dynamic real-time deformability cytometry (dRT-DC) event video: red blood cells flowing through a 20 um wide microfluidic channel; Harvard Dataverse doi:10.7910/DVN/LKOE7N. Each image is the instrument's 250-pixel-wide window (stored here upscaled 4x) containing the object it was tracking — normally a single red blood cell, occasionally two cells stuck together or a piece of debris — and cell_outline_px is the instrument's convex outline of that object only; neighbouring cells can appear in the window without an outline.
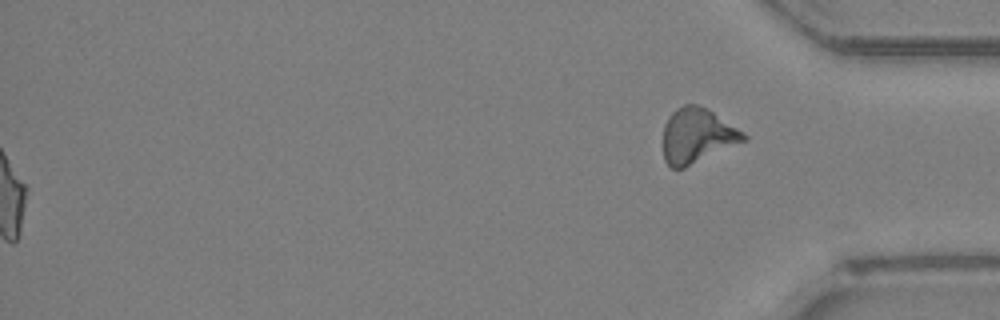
{"species": "Egyptian fruit bat (a non-hibernating species)", "species_latin": "Rousettus aegyptiacus", "temperature_condition": "room temperature", "stored_images_in_passage": 38, "segment_of_instrument_passage": [2, 2], "camera_frame_rate_fps": 3000, "um_per_image_px": 0.085, "animal": {"sex": "female"}, "frame": {"image": 1, "passage_image": 38, "time_ms": 12.333, "image_size_px": [1000, 320], "cell_outline_px": [[748, 140], [684, 168], [672, 168], [664, 160], [664, 124], [668, 116], [676, 108], [684, 104], [696, 104], [712, 112], [748, 136]], "centroid_in_image_um": [59.24, 11.55], "position_along_channel_um": 376.0, "area_um2": 25.43}}